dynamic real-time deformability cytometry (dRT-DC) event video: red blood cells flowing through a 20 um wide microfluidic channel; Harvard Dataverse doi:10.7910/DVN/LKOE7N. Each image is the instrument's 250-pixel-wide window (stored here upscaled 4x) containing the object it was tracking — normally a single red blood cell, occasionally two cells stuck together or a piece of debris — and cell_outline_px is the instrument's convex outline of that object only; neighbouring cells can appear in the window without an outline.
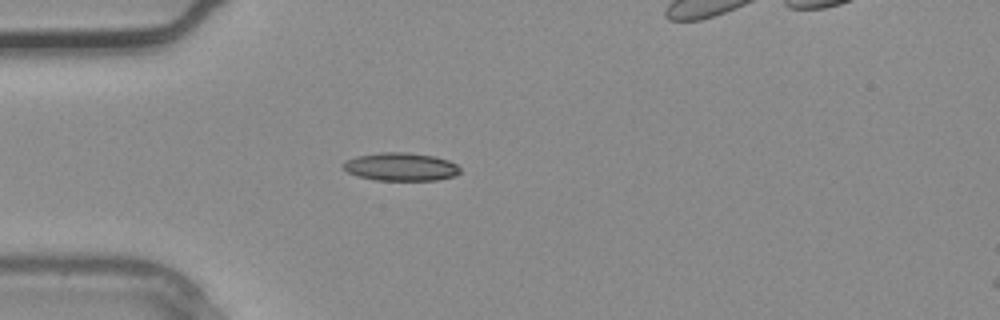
{"species": "common noctule bat (a hibernating species)", "species_latin": "Nyctalus noctula", "temperature_condition": "warm", "stored_images_in_passage": 5, "camera_frame_rate_fps": 3000, "um_per_image_px": 0.085, "animal": {"sex": "male", "body_mass_g": 20.4}, "frame": {"image": 1, "passage_image": 4, "time_ms": 1.0, "image_size_px": [1000, 320], "cell_outline_px": [[460, 172], [456, 176], [436, 180], [376, 180], [356, 176], [348, 172], [340, 164], [344, 160], [356, 156], [380, 152], [408, 152], [436, 156], [448, 160], [456, 164], [460, 168]], "centroid_in_image_um": [34.05, 14.17], "position_along_channel_um": 51.0, "area_um2": 19.42}}